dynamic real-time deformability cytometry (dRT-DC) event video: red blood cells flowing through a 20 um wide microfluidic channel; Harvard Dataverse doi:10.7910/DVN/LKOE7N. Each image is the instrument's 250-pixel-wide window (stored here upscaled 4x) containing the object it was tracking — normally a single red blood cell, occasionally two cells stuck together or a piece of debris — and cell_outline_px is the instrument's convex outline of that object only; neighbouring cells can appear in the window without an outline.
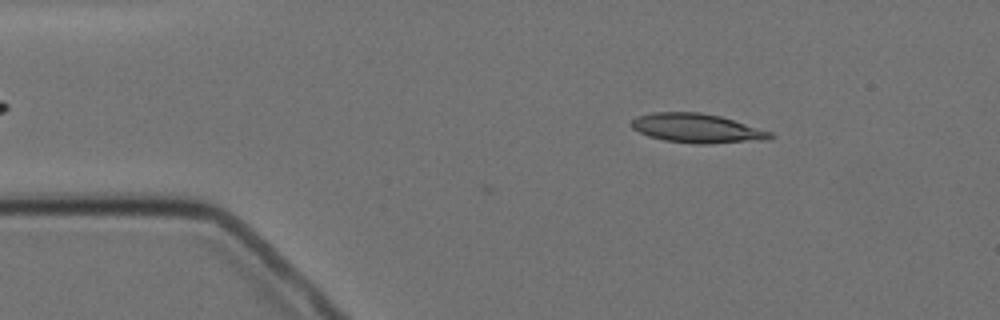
{"species": "Egyptian fruit bat (a non-hibernating species)", "species_latin": "Rousettus aegyptiacus", "temperature_condition": "cold", "stored_images_in_passage": 2, "camera_frame_rate_fps": 3000, "um_per_image_px": 0.085, "animal": {"sex": "female"}, "frame": {"image": 1, "passage_image": 2, "time_ms": 1.0, "image_size_px": [1000, 320], "cell_outline_px": [[776, 136], [768, 140], [708, 144], [696, 144], [664, 140], [648, 136], [632, 128], [632, 120], [636, 116], [652, 112], [700, 112], [720, 116], [772, 132]], "centroid_in_image_um": [59.26, 10.91], "position_along_channel_um": 25.7, "area_um2": 23.7}}